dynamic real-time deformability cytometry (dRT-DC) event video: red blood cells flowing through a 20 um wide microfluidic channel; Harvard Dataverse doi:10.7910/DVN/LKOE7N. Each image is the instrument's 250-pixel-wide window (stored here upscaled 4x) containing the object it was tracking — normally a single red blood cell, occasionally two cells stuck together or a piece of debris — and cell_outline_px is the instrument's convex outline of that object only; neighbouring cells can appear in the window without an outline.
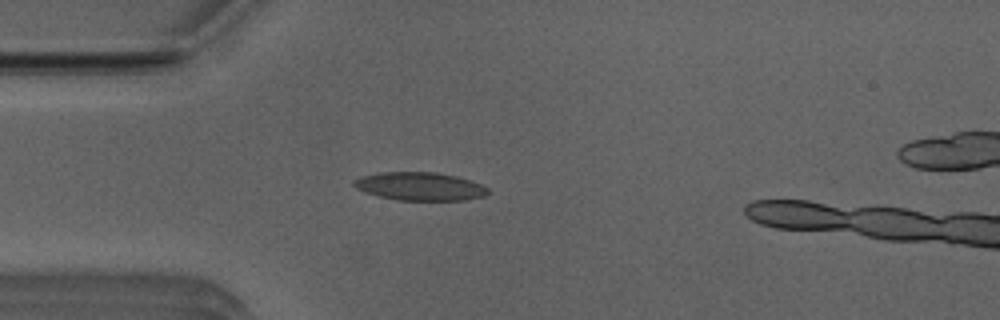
{"species": "Egyptian fruit bat (a non-hibernating species)", "species_latin": "Rousettus aegyptiacus", "temperature_condition": "room temperature", "stored_images_in_passage": 37, "camera_frame_rate_fps": 3000, "um_per_image_px": 0.085, "animal": {"sex": "male"}, "frame": {"image": 1, "passage_image": 4, "time_ms": 1.0, "image_size_px": [1000, 320], "cell_outline_px": [[492, 192], [484, 196], [464, 200], [396, 200], [364, 192], [356, 188], [352, 184], [352, 180], [364, 176], [380, 172], [436, 172], [456, 176], [480, 184], [488, 188]], "centroid_in_image_um": [35.69, 15.84], "position_along_channel_um": 49.3, "area_um2": 22.02}}
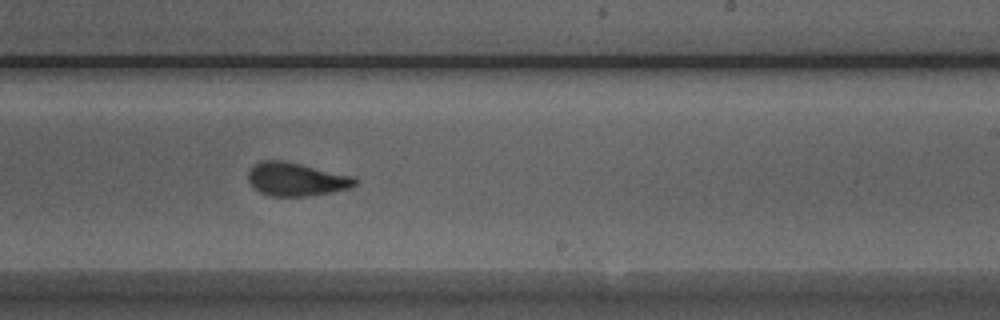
{"frame": {"image": 2, "passage_image": 21, "time_ms": 6.667, "image_size_px": [1000, 320], "cell_outline_px": [[356, 184], [348, 188], [332, 192], [308, 196], [268, 196], [260, 192], [248, 180], [248, 172], [260, 160], [284, 160], [352, 176], [356, 180]], "centroid_in_image_um": [25.15, 15.24], "position_along_channel_um": 263.8, "area_um2": 20.52}}
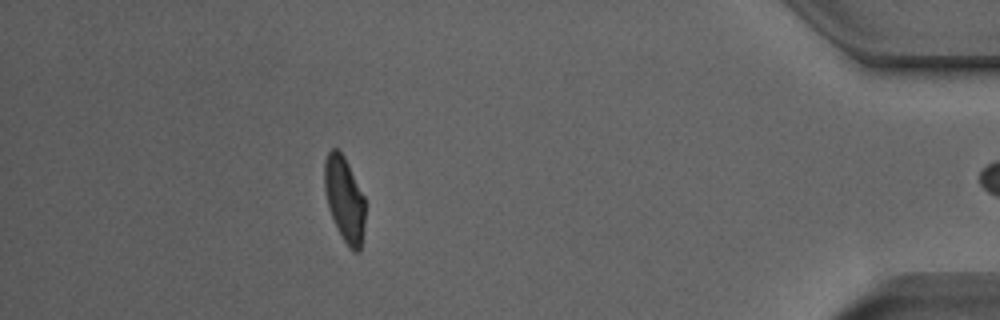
{"frame": {"image": 3, "passage_image": 36, "time_ms": 11.667, "image_size_px": [1000, 320], "cell_outline_px": [[364, 228], [360, 252], [352, 252], [348, 248], [336, 228], [328, 208], [324, 188], [324, 160], [328, 152], [332, 148], [336, 148], [344, 156], [364, 196]], "centroid_in_image_um": [29.26, 16.97], "position_along_channel_um": 405.9, "area_um2": 20.35}, "authors_computed_cell_mechanics": {"area_um2": 21.2126, "velocity_mm_per_s": 3.9617, "shape_relaxation_time_tau1_ms": 5.0638, "shape_relaxation_time_tau2_ms": 1.2001, "deformation_change_tau1": 0.1698, "deformation_change_tau2": 0.0693}}